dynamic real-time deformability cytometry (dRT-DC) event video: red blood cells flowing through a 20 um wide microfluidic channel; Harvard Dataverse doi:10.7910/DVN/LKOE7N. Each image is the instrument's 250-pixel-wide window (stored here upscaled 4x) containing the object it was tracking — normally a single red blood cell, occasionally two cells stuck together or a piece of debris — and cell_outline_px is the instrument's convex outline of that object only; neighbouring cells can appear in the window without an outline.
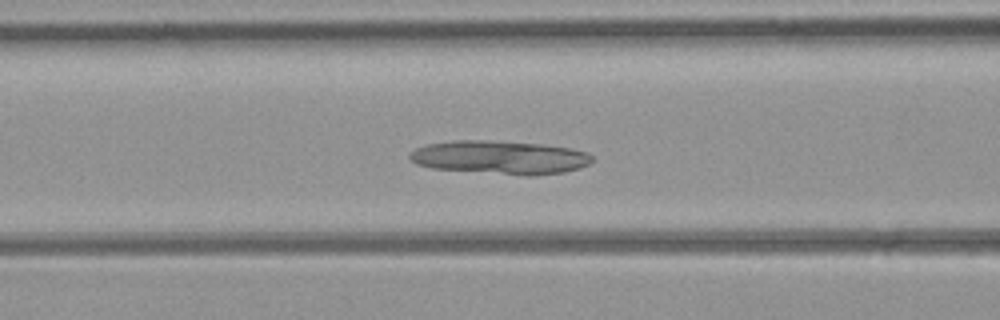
{"species": "common noctule bat (a hibernating species)", "species_latin": "Nyctalus noctula", "temperature_condition": "room temperature", "stored_images_in_passage": 53, "camera_frame_rate_fps": 3000, "um_per_image_px": 0.085, "animal": {"sex": "female", "body_mass_g": 21.9}, "frame": {"image": 1, "passage_image": 21, "time_ms": 6.667, "image_size_px": [1000, 320], "cell_outline_px": [[596, 160], [580, 168], [564, 172], [532, 176], [528, 176], [432, 168], [416, 164], [408, 160], [408, 152], [416, 148], [428, 144], [452, 140], [488, 140], [544, 144], [572, 148], [588, 152]], "centroid_in_image_um": [42.5, 13.37], "position_along_channel_um": 124.1, "area_um2": 36.07}}
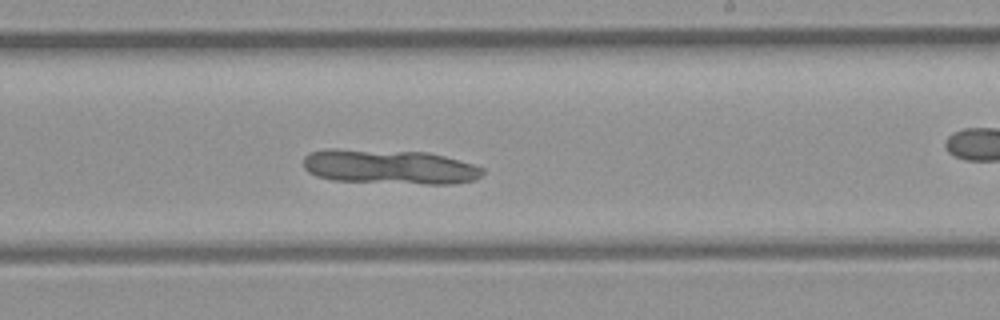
{"frame": {"image": 2, "passage_image": 31, "time_ms": 10.0, "image_size_px": [1000, 320], "cell_outline_px": [[484, 172], [476, 180], [452, 184], [424, 184], [332, 180], [316, 176], [308, 172], [304, 168], [304, 156], [308, 152], [324, 148], [336, 148], [428, 152], [444, 156], [472, 164], [484, 168]], "centroid_in_image_um": [33.07, 14.17], "position_along_channel_um": 255.9, "area_um2": 36.59}}
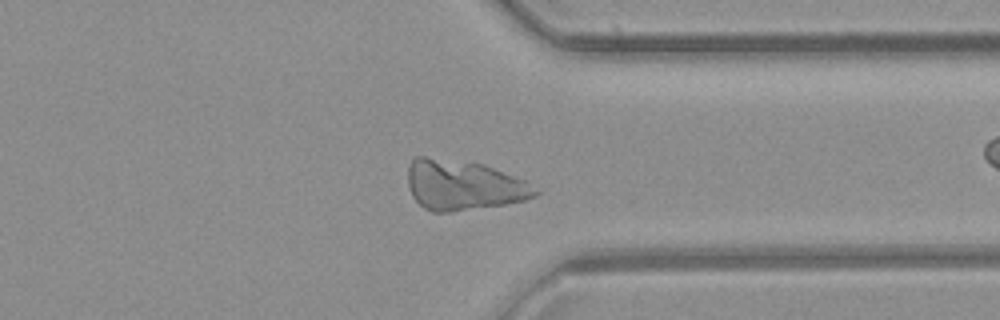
{"frame": {"image": 3, "passage_image": 40, "time_ms": 13.0, "image_size_px": [1000, 320], "cell_outline_px": [[540, 192], [536, 196], [524, 200], [504, 204], [448, 212], [432, 212], [424, 208], [412, 196], [408, 184], [408, 168], [412, 160], [416, 156], [424, 156], [484, 164], [528, 180]], "centroid_in_image_um": [39.41, 15.73], "position_along_channel_um": 372.0, "area_um2": 37.28}}